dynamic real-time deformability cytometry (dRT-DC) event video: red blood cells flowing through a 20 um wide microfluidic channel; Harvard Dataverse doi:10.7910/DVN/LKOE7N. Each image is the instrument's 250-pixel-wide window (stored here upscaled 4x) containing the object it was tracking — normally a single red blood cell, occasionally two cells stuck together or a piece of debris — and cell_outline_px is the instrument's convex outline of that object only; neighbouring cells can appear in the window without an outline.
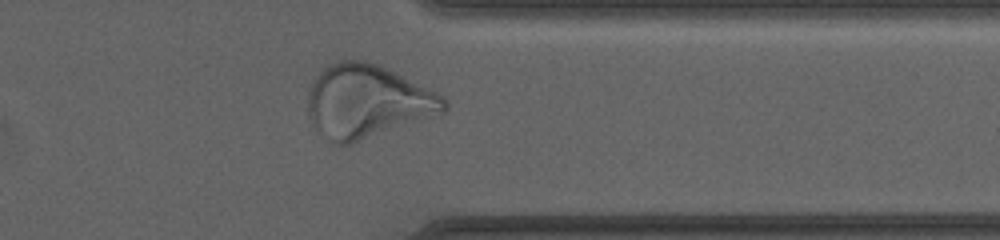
{"species": "human", "species_latin": "Homo sapiens", "temperature_condition": "cold", "stored_images_in_passage": 31, "camera_frame_rate_fps": 3000, "um_per_image_px": 0.085, "donor": {"sex": "male"}, "frame": {"image": 1, "passage_image": 27, "time_ms": 12.0, "image_size_px": [1000, 240], "cell_outline_px": [[448, 108], [444, 112], [352, 144], [336, 144], [316, 128], [308, 116], [308, 92], [320, 68], [340, 60], [364, 60], [380, 64], [444, 96], [448, 100]], "centroid_in_image_um": [31.22, 8.59], "position_along_channel_um": 380.2, "area_um2": 58.03}}